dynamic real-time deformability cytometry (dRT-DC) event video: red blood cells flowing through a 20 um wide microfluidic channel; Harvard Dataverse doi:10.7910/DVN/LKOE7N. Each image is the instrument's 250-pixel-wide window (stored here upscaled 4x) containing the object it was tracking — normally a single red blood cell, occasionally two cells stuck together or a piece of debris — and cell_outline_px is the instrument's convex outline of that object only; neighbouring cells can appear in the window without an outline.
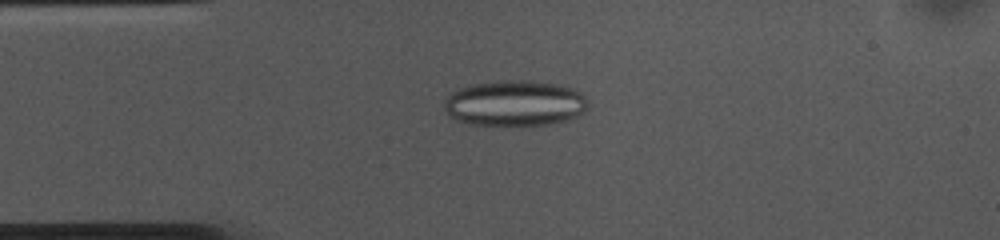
{"species": "common noctule bat (a hibernating species)", "species_latin": "Nyctalus noctula", "temperature_condition": "cold", "stored_images_in_passage": 53, "camera_frame_rate_fps": 3000, "um_per_image_px": 0.085, "animal": {"sex": "female", "body_mass_g": 10.0, "forearm_length_mm": 53.1}, "frame": {"image": 1, "passage_image": 11, "time_ms": 3.333, "image_size_px": [1000, 240], "cell_outline_px": [[588, 108], [576, 116], [568, 120], [548, 124], [472, 124], [456, 120], [448, 116], [444, 108], [444, 100], [452, 92], [460, 88], [472, 84], [496, 80], [528, 80], [556, 84], [572, 88], [580, 92], [588, 100]], "centroid_in_image_um": [43.75, 8.75], "position_along_channel_um": 41.3, "area_um2": 38.21}}
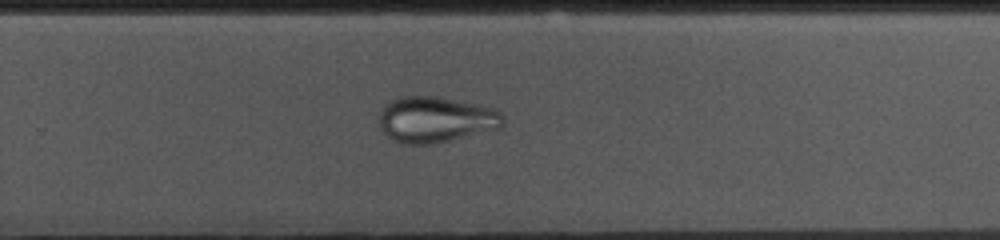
{"frame": {"image": 2, "passage_image": 33, "time_ms": 10.667, "image_size_px": [1000, 240], "cell_outline_px": [[504, 124], [500, 128], [432, 144], [404, 144], [388, 136], [384, 132], [380, 124], [380, 112], [384, 104], [400, 96], [436, 96], [496, 108], [504, 116]], "centroid_in_image_um": [37.05, 10.15], "position_along_channel_um": 292.7, "area_um2": 33.0}}
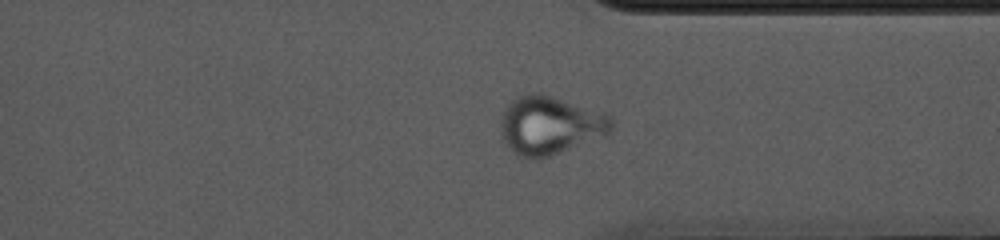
{"frame": {"image": 3, "passage_image": 39, "time_ms": 12.667, "image_size_px": [1000, 240], "cell_outline_px": [[616, 124], [612, 132], [608, 136], [536, 160], [516, 156], [508, 148], [504, 140], [500, 128], [500, 120], [504, 108], [516, 96], [528, 92], [536, 92], [552, 96], [604, 112], [612, 116]], "centroid_in_image_um": [46.79, 10.65], "position_along_channel_um": 364.6, "area_um2": 38.61}}